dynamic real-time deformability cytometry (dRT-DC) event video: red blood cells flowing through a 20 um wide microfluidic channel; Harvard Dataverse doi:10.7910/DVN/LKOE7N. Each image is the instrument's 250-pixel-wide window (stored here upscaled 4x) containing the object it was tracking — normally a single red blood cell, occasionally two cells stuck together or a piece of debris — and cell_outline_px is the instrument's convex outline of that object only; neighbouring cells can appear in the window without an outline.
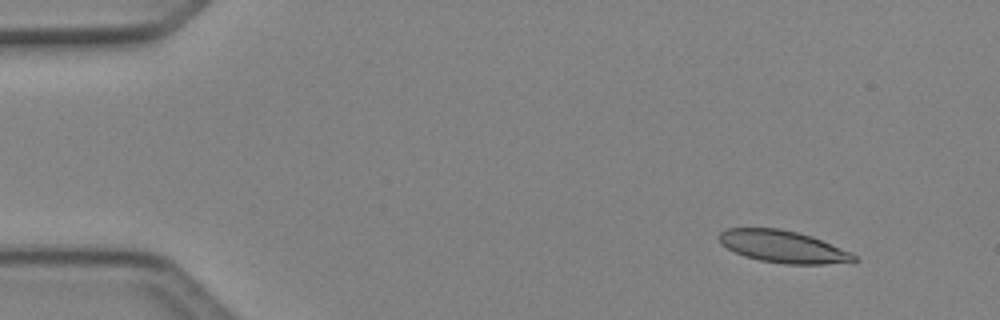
{"species": "Egyptian fruit bat (a non-hibernating species)", "species_latin": "Rousettus aegyptiacus", "temperature_condition": "cold", "stored_images_in_passage": 6, "camera_frame_rate_fps": 3000, "um_per_image_px": 0.085, "animal": {"sex": "female"}, "frame": {"image": 1, "passage_image": 2, "time_ms": 0.333, "image_size_px": [1000, 320], "cell_outline_px": [[860, 260], [824, 264], [784, 264], [760, 260], [744, 256], [720, 244], [720, 232], [728, 228], [780, 228], [812, 236], [852, 252]], "centroid_in_image_um": [66.58, 20.96], "position_along_channel_um": 18.4, "area_um2": 25.14}}
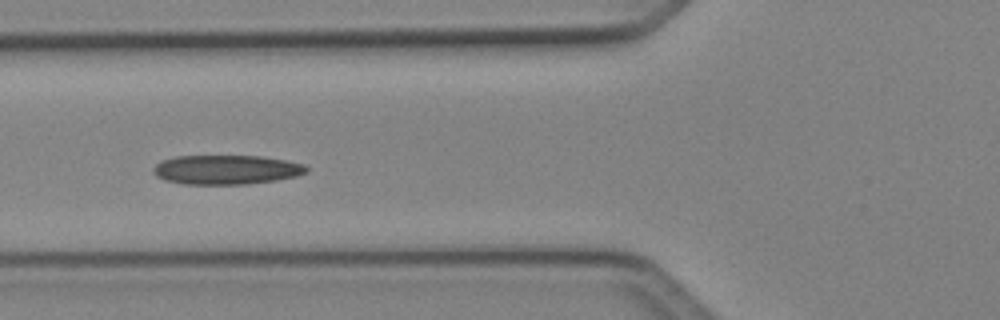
{"frame": {"image": 2, "passage_image": 6, "time_ms": 1.667, "image_size_px": [1000, 320], "cell_outline_px": [[308, 172], [296, 176], [276, 180], [248, 184], [184, 184], [164, 180], [156, 176], [152, 172], [152, 168], [160, 160], [176, 156], [260, 156], [284, 160], [304, 164], [308, 168]], "centroid_in_image_um": [19.2, 14.42], "position_along_channel_um": 106.6, "area_um2": 26.3}}